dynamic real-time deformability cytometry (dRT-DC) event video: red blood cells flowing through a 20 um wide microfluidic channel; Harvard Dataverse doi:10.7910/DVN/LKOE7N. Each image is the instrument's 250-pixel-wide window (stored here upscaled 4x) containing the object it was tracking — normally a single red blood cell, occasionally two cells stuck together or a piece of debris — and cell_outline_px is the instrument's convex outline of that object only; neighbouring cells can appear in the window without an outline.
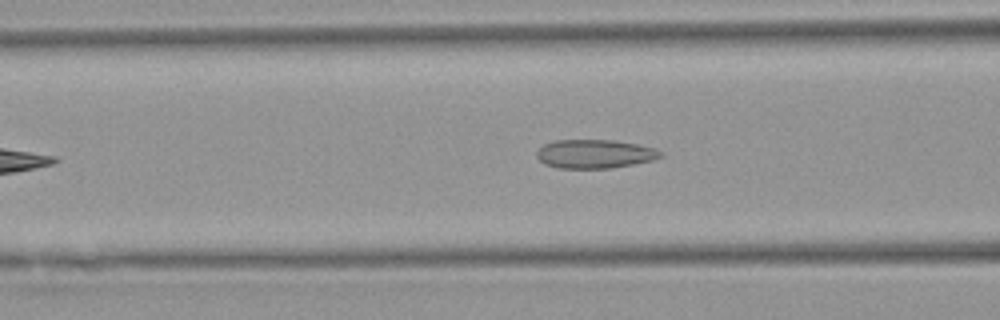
{"species": "Egyptian fruit bat (a non-hibernating species)", "species_latin": "Rousettus aegyptiacus", "temperature_condition": "warm", "stored_images_in_passage": 34, "camera_frame_rate_fps": 3000, "um_per_image_px": 0.085, "animal": {"sex": "female"}, "frame": {"image": 1, "passage_image": 12, "time_ms": 3.667, "image_size_px": [1000, 320], "cell_outline_px": [[664, 156], [652, 160], [612, 168], [560, 168], [544, 164], [536, 156], [536, 152], [544, 144], [556, 140], [612, 140], [636, 144], [656, 148], [664, 152]], "centroid_in_image_um": [50.57, 13.08], "position_along_channel_um": 116.0, "area_um2": 20.75}}
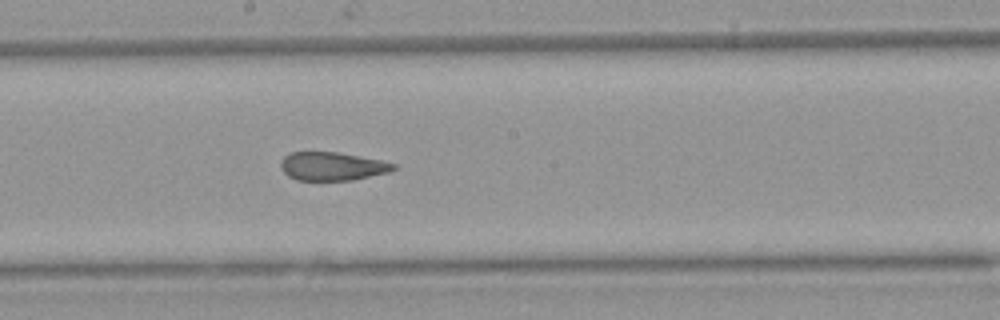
{"frame": {"image": 2, "passage_image": 20, "time_ms": 6.333, "image_size_px": [1000, 320], "cell_outline_px": [[396, 168], [388, 172], [352, 180], [296, 180], [288, 176], [280, 168], [280, 160], [288, 152], [336, 152], [360, 156], [380, 160], [396, 164]], "centroid_in_image_um": [28.19, 14.13], "position_along_channel_um": 220.0, "area_um2": 18.67}}
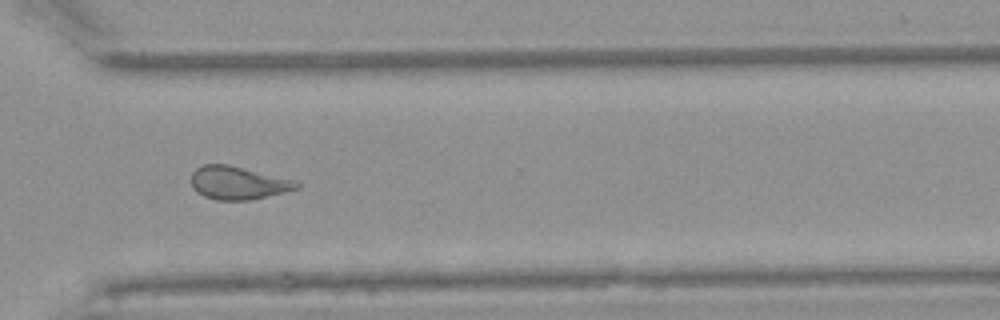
{"frame": {"image": 3, "passage_image": 30, "time_ms": 9.667, "image_size_px": [1000, 320], "cell_outline_px": [[300, 184], [296, 188], [284, 192], [248, 200], [216, 200], [204, 196], [196, 192], [192, 188], [192, 172], [196, 168], [204, 164], [228, 164], [292, 180]], "centroid_in_image_um": [20.15, 15.54], "position_along_channel_um": 350.4, "area_um2": 19.94}, "authors_computed_cell_mechanics": {"area_um2": 20.2589, "velocity_mm_per_s": 3.9088, "shape_relaxation_time_tau1_ms": null, "shape_relaxation_time_tau2_ms": 1.8049, "deformation_change_tau1": null, "deformation_change_tau2": 0.1019}}